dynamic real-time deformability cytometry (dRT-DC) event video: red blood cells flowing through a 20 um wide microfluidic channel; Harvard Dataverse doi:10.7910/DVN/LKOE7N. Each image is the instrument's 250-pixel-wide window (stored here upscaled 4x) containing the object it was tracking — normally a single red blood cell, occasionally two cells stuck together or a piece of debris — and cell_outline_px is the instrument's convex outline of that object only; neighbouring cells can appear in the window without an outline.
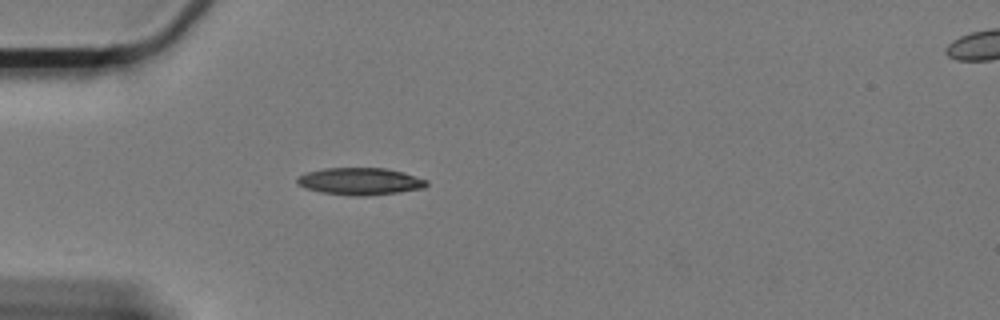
{"species": "Egyptian fruit bat (a non-hibernating species)", "species_latin": "Rousettus aegyptiacus", "temperature_condition": "cold", "stored_images_in_passage": 25, "camera_frame_rate_fps": 3000, "um_per_image_px": 0.085, "animal": {"sex": "female"}, "frame": {"image": 1, "passage_image": 1, "time_ms": 0.0, "image_size_px": [1000, 320], "cell_outline_px": [[428, 184], [424, 188], [400, 192], [364, 196], [348, 196], [320, 192], [304, 188], [296, 184], [296, 180], [300, 176], [308, 172], [324, 168], [384, 168], [404, 172], [428, 180]], "centroid_in_image_um": [30.61, 15.42], "position_along_channel_um": 54.4, "area_um2": 20.63}}
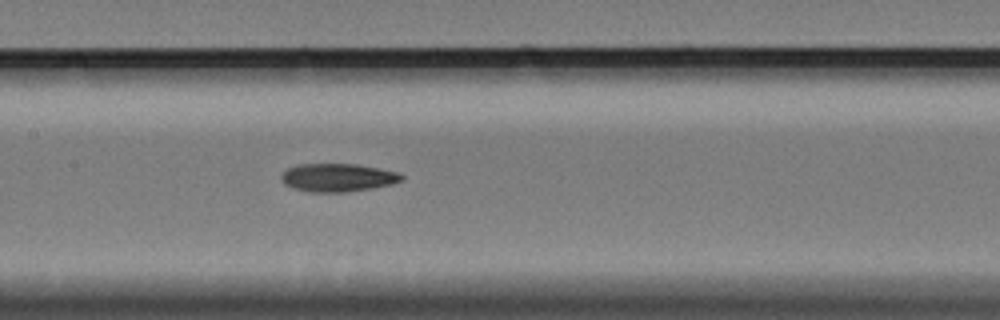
{"frame": {"image": 2, "passage_image": 13, "time_ms": 4.0, "image_size_px": [1000, 320], "cell_outline_px": [[404, 176], [400, 180], [392, 184], [372, 188], [344, 192], [308, 192], [292, 188], [284, 184], [280, 176], [288, 168], [300, 164], [356, 164], [400, 172]], "centroid_in_image_um": [28.7, 15.09], "position_along_channel_um": 178.7, "area_um2": 19.71}}
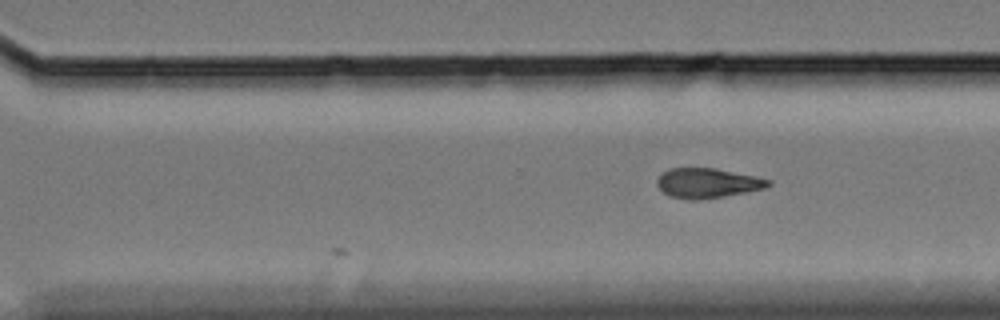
{"frame": {"image": 3, "passage_image": 25, "time_ms": 8.0, "image_size_px": [1000, 320], "cell_outline_px": [[772, 184], [768, 188], [724, 196], [696, 200], [688, 200], [668, 196], [656, 184], [656, 180], [668, 168], [716, 168], [756, 176], [772, 180]], "centroid_in_image_um": [60.17, 15.56], "position_along_channel_um": 310.4, "area_um2": 19.48}}